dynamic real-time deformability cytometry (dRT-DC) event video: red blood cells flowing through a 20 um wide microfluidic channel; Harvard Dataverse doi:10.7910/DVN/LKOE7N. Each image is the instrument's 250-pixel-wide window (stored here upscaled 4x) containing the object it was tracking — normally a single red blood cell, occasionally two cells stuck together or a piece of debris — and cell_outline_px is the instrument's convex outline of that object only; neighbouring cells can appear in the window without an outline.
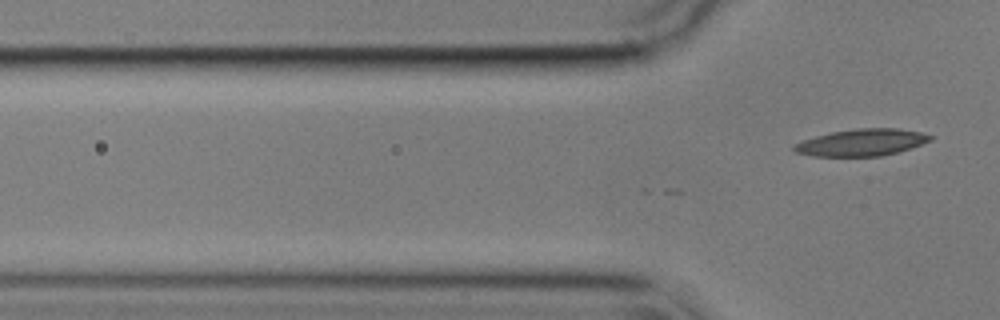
{"species": "common noctule bat (a hibernating species)", "species_latin": "Nyctalus noctula", "temperature_condition": "cold", "stored_images_in_passage": 6, "camera_frame_rate_fps": 3000, "um_per_image_px": 0.085, "animal": {"sex": "male", "body_mass_g": 17.9}, "frame": {"image": 1, "passage_image": 6, "time_ms": 1.667, "image_size_px": [1000, 320], "cell_outline_px": [[932, 140], [896, 152], [880, 156], [812, 156], [796, 152], [792, 148], [796, 144], [804, 140], [816, 136], [832, 132], [856, 128], [900, 128], [920, 132], [932, 136]], "centroid_in_image_um": [73.24, 12.1], "position_along_channel_um": 52.6, "area_um2": 21.04}}